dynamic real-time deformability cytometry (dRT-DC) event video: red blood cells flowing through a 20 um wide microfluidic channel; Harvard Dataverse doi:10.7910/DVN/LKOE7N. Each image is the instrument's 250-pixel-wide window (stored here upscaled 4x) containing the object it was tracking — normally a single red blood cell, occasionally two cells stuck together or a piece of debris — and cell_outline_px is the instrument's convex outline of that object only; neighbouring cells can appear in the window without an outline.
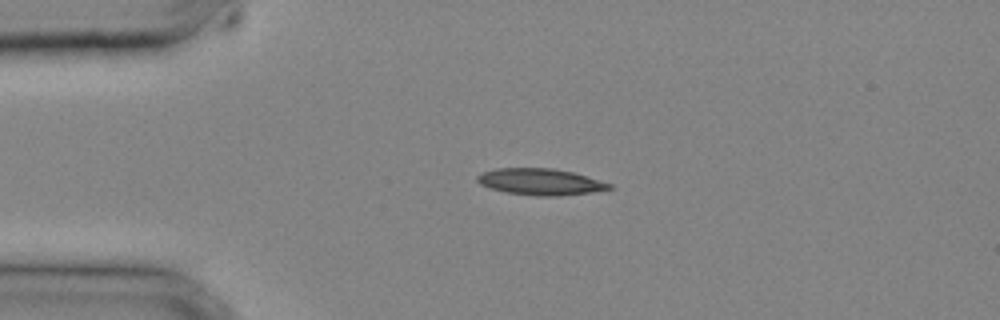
{"species": "common noctule bat (a hibernating species)", "species_latin": "Nyctalus noctula", "temperature_condition": "cold", "stored_images_in_passage": 24, "camera_frame_rate_fps": 3000, "um_per_image_px": 0.085, "animal": {"sex": "male", "body_mass_g": 20.4}, "frame": {"image": 1, "passage_image": 1, "time_ms": 0.0, "image_size_px": [1000, 320], "cell_outline_px": [[612, 188], [592, 192], [560, 196], [536, 196], [504, 192], [480, 184], [476, 180], [476, 176], [484, 172], [496, 168], [552, 168], [572, 172], [612, 184]], "centroid_in_image_um": [45.91, 15.46], "position_along_channel_um": 39.1, "area_um2": 20.23}}
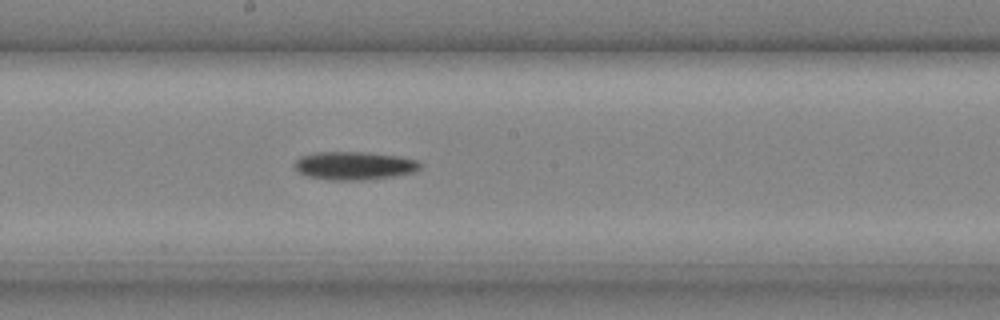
{"frame": {"image": 2, "passage_image": 11, "time_ms": 3.333, "image_size_px": [1000, 320], "cell_outline_px": [[424, 164], [420, 168], [412, 172], [392, 176], [356, 180], [332, 180], [308, 176], [300, 172], [296, 168], [296, 160], [300, 156], [316, 152], [368, 152], [400, 156], [416, 160]], "centroid_in_image_um": [30.14, 14.06], "position_along_channel_um": 218.1, "area_um2": 20.4}}
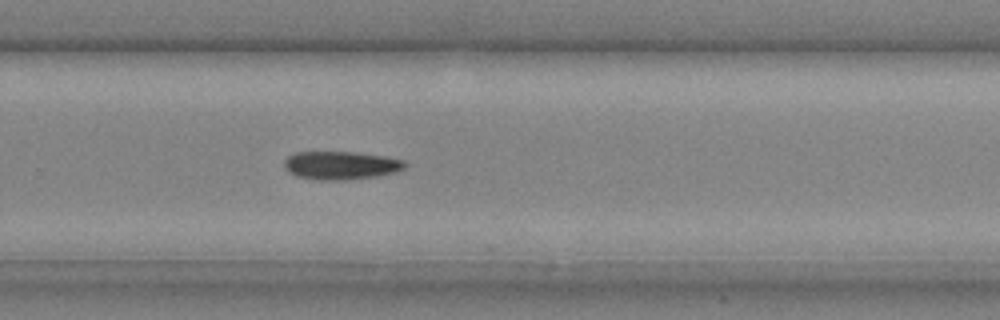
{"frame": {"image": 3, "passage_image": 15, "time_ms": 4.667, "image_size_px": [1000, 320], "cell_outline_px": [[408, 164], [404, 168], [396, 172], [376, 176], [344, 180], [320, 180], [296, 176], [288, 172], [284, 168], [284, 160], [288, 156], [296, 152], [356, 152], [384, 156], [404, 160]], "centroid_in_image_um": [28.97, 14.05], "position_along_channel_um": 300.8, "area_um2": 19.94}}